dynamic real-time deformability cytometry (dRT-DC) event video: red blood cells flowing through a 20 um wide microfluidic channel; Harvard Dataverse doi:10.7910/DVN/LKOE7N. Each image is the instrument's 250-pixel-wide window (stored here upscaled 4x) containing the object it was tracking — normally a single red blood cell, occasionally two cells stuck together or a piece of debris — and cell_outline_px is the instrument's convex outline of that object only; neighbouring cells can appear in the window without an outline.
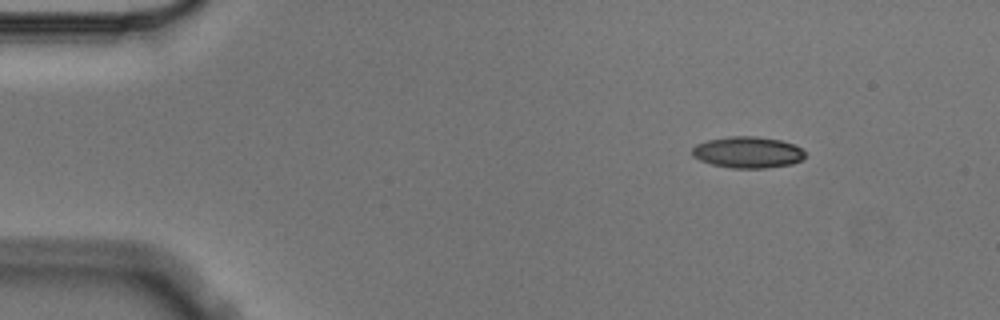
{"species": "Egyptian fruit bat (a non-hibernating species)", "species_latin": "Rousettus aegyptiacus", "temperature_condition": "cold", "stored_images_in_passage": 3, "camera_frame_rate_fps": 3000, "um_per_image_px": 0.085, "animal": {"sex": "male"}, "frame": {"image": 1, "passage_image": 1, "time_ms": 0.0, "image_size_px": [1000, 320], "cell_outline_px": [[804, 156], [800, 160], [792, 164], [768, 168], [732, 168], [712, 164], [700, 160], [692, 156], [692, 148], [696, 144], [708, 140], [728, 136], [756, 136], [780, 140], [792, 144], [800, 148], [804, 152]], "centroid_in_image_um": [63.53, 12.94], "position_along_channel_um": 21.5, "area_um2": 20.58}}